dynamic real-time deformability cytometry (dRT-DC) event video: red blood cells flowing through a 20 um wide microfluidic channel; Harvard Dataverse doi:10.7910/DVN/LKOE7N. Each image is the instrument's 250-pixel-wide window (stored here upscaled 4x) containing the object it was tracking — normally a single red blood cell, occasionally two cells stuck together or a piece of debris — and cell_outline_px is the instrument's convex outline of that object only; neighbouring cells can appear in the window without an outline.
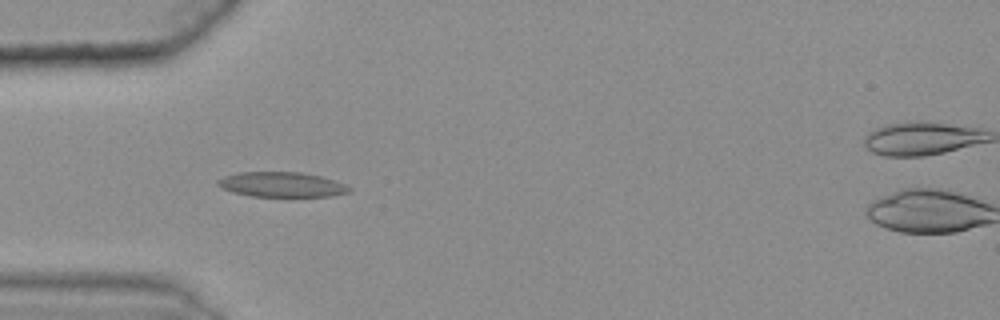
{"species": "common noctule bat (a hibernating species)", "species_latin": "Nyctalus noctula", "temperature_condition": "warm", "stored_images_in_passage": 47, "camera_frame_rate_fps": 3000, "um_per_image_px": 0.085, "animal": {"sex": "female", "body_mass_g": 25.1}, "frame": {"image": 1, "passage_image": 17, "time_ms": 5.333, "image_size_px": [1000, 320], "cell_outline_px": [[352, 188], [348, 192], [332, 196], [252, 196], [232, 192], [216, 184], [216, 180], [224, 176], [240, 172], [300, 172], [320, 176], [336, 180]], "centroid_in_image_um": [23.94, 15.68], "position_along_channel_um": 61.1, "area_um2": 19.02}}
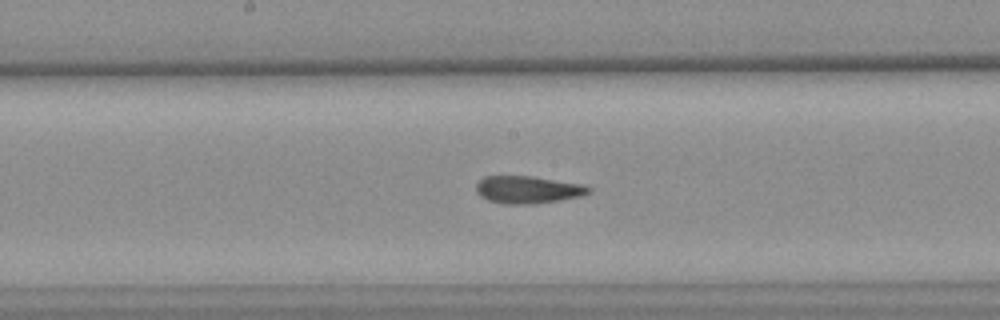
{"frame": {"image": 2, "passage_image": 29, "time_ms": 9.333, "image_size_px": [1000, 320], "cell_outline_px": [[592, 192], [580, 196], [560, 200], [532, 204], [504, 204], [488, 200], [480, 196], [476, 192], [476, 184], [484, 176], [532, 176], [584, 184], [592, 188]], "centroid_in_image_um": [44.88, 16.12], "position_along_channel_um": 203.3, "area_um2": 18.15}}
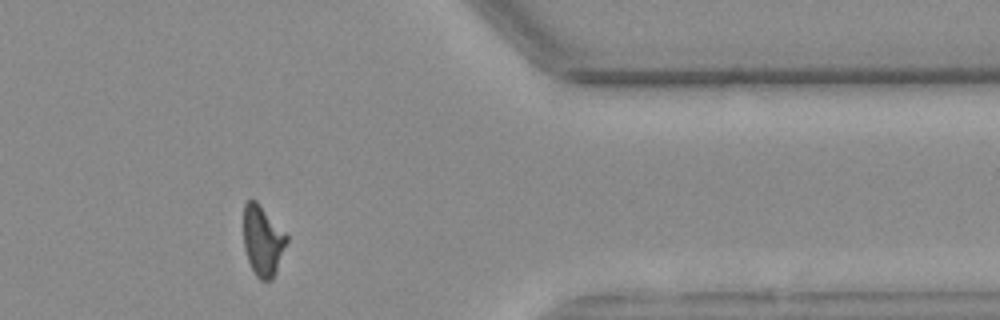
{"frame": {"image": 3, "passage_image": 46, "time_ms": 15.0, "image_size_px": [1000, 320], "cell_outline_px": [[288, 240], [276, 272], [272, 280], [260, 280], [256, 276], [248, 260], [244, 248], [244, 204], [248, 200], [256, 200], [288, 236]], "centroid_in_image_um": [22.33, 20.47], "position_along_channel_um": 389.1, "area_um2": 17.51}, "authors_computed_cell_mechanics": {"area_um2": 18.3226, "velocity_mm_per_s": 3.6176, "shape_relaxation_time_tau1_ms": null, "shape_relaxation_time_tau2_ms": 3.0942, "deformation_change_tau1": null, "deformation_change_tau2": 0.0932}}